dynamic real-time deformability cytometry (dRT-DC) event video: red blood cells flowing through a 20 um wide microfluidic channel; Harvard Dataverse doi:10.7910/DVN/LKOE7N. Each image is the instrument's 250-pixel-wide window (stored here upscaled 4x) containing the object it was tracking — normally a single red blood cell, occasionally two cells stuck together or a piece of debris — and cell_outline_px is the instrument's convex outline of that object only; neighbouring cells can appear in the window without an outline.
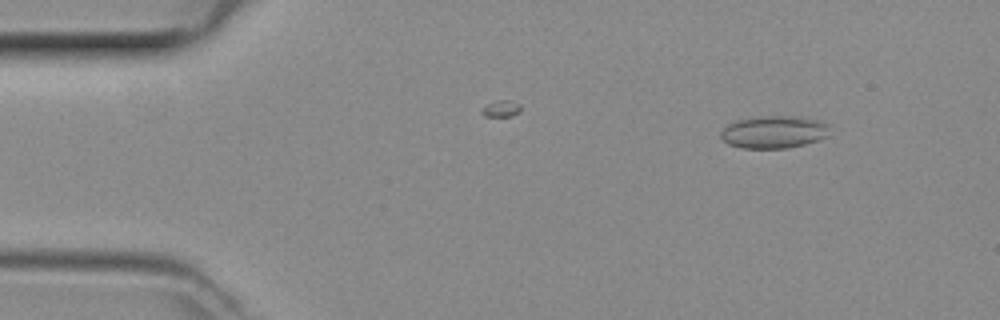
{"species": "common noctule bat (a hibernating species)", "species_latin": "Nyctalus noctula", "temperature_condition": "room temperature", "stored_images_in_passage": 5, "camera_frame_rate_fps": 3000, "um_per_image_px": 0.085, "animal": {"sex": "female", "body_mass_g": 29.2, "forearm_length_mm": 56.3}, "frame": {"image": 1, "passage_image": 2, "time_ms": 0.333, "image_size_px": [1000, 320], "cell_outline_px": [[828, 136], [804, 144], [784, 148], [744, 148], [728, 144], [720, 136], [720, 132], [728, 124], [736, 120], [760, 116], [804, 116], [820, 120], [828, 124]], "centroid_in_image_um": [65.78, 11.2], "position_along_channel_um": 19.2, "area_um2": 20.63}}